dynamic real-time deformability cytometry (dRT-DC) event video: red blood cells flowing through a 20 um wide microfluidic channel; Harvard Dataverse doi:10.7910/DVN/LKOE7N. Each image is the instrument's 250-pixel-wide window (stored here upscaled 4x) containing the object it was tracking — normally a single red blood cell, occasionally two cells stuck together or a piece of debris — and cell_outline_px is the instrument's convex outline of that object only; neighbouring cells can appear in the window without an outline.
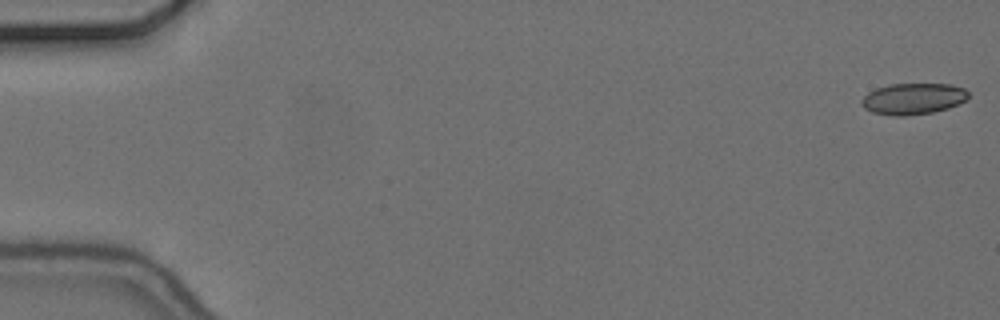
{"species": "common noctule bat (a hibernating species)", "species_latin": "Nyctalus noctula", "temperature_condition": "cold", "stored_images_in_passage": 17, "camera_frame_rate_fps": 3000, "um_per_image_px": 0.085, "animal": {"sex": "female", "body_mass_g": 24.6, "forearm_length_mm": 56.2}, "frame": {"image": 1, "passage_image": 1, "time_ms": 0.0, "image_size_px": [1000, 320], "cell_outline_px": [[968, 96], [964, 100], [948, 108], [932, 112], [904, 116], [896, 116], [872, 112], [864, 108], [860, 104], [860, 100], [868, 92], [876, 88], [888, 84], [952, 84], [964, 88], [968, 92]], "centroid_in_image_um": [77.57, 8.39], "position_along_channel_um": 7.4, "area_um2": 19.42}}
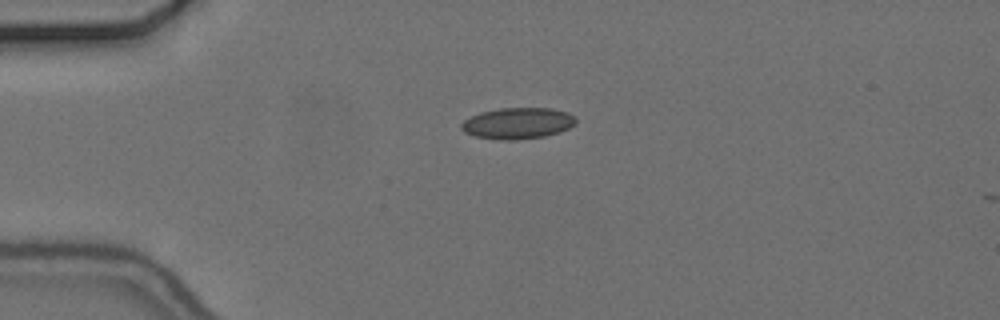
{"frame": {"image": 2, "passage_image": 14, "time_ms": 4.333, "image_size_px": [1000, 320], "cell_outline_px": [[576, 120], [568, 128], [560, 132], [544, 136], [516, 140], [500, 140], [476, 136], [464, 132], [460, 128], [460, 124], [464, 120], [480, 112], [500, 108], [552, 108], [568, 112], [576, 116]], "centroid_in_image_um": [44.0, 10.47], "position_along_channel_um": 41.0, "area_um2": 20.87}}